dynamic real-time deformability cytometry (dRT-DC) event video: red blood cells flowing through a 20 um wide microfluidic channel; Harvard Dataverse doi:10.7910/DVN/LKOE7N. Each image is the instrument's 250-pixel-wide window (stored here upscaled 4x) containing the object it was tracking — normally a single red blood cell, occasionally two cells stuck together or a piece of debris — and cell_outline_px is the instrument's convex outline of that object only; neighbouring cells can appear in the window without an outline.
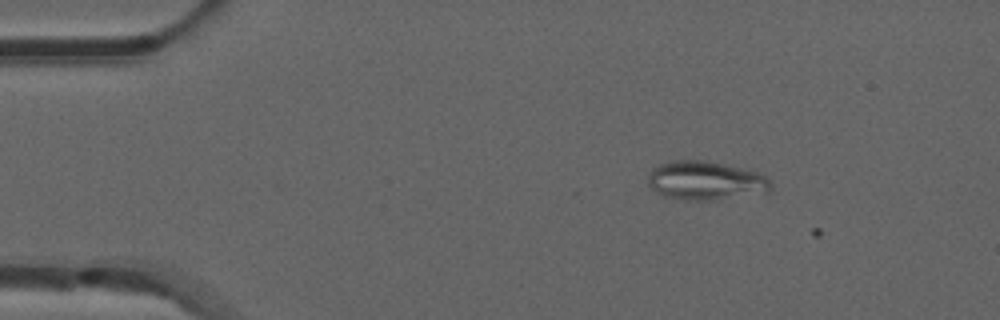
{"species": "common noctule bat (a hibernating species)", "species_latin": "Nyctalus noctula", "temperature_condition": "room temperature", "stored_images_in_passage": 7, "camera_frame_rate_fps": 3000, "um_per_image_px": 0.085, "animal": {"sex": "male", "forearm_length_mm": 52.5}, "frame": {"image": 1, "passage_image": 6, "time_ms": 1.667, "image_size_px": [1000, 320], "cell_outline_px": [[772, 188], [768, 192], [716, 200], [684, 200], [664, 196], [652, 188], [648, 184], [648, 176], [652, 168], [660, 164], [672, 160], [708, 160], [756, 172], [764, 176], [772, 184]], "centroid_in_image_um": [59.96, 15.35], "position_along_channel_um": 25.0, "area_um2": 27.74}}